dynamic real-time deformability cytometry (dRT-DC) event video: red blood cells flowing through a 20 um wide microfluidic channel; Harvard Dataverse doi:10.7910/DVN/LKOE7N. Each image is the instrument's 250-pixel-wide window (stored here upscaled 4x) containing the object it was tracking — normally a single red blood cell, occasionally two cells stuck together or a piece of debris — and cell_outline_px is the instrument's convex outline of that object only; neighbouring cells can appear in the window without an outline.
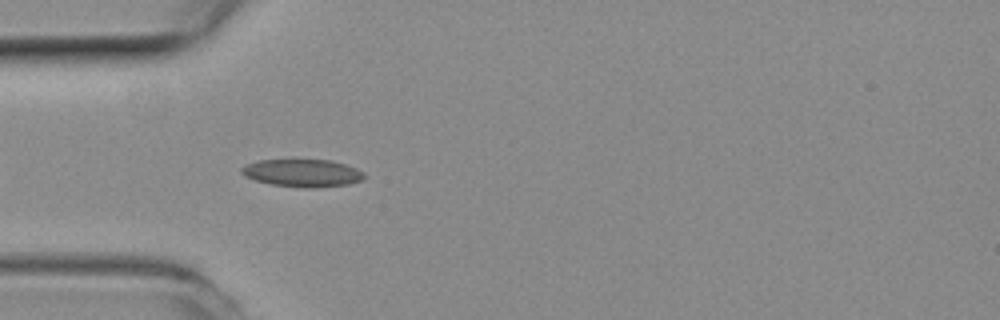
{"species": "common noctule bat (a hibernating species)", "species_latin": "Nyctalus noctula", "temperature_condition": "room temperature", "stored_images_in_passage": 7, "camera_frame_rate_fps": 3000, "um_per_image_px": 0.085, "animal": {"sex": "female", "body_mass_g": 19.3, "forearm_length_mm": 54.1}, "frame": {"image": 1, "passage_image": 4, "time_ms": 1.0, "image_size_px": [1000, 320], "cell_outline_px": [[364, 176], [360, 180], [348, 184], [316, 188], [304, 188], [272, 184], [256, 180], [244, 176], [240, 172], [240, 168], [244, 164], [260, 160], [332, 160], [356, 168], [364, 172]], "centroid_in_image_um": [25.68, 14.7], "position_along_channel_um": 59.3, "area_um2": 19.71}}